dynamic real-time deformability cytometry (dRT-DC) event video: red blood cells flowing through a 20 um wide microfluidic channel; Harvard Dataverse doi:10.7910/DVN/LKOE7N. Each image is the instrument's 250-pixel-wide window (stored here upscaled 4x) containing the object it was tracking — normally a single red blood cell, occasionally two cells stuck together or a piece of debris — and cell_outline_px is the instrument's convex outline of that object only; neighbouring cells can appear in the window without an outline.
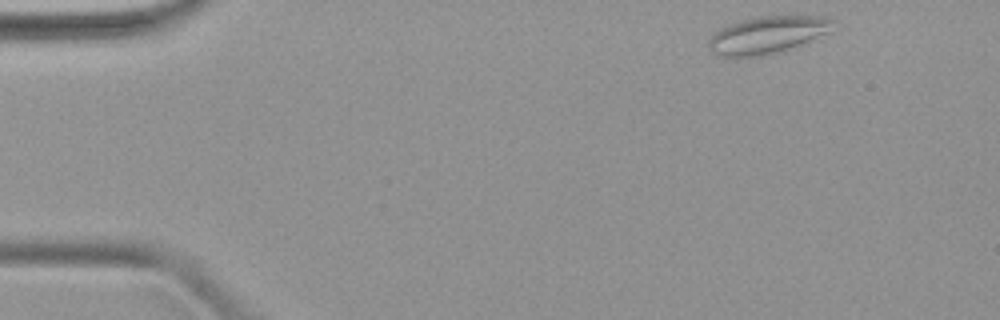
{"species": "common noctule bat (a hibernating species)", "species_latin": "Nyctalus noctula", "temperature_condition": "warm", "stored_images_in_passage": 44, "camera_frame_rate_fps": 3000, "um_per_image_px": 0.085, "animal": {"sex": "female", "body_mass_g": 19.9}, "frame": {"image": 1, "passage_image": 1, "time_ms": 0.0, "image_size_px": [1000, 320], "cell_outline_px": [[832, 20], [828, 32], [792, 48], [780, 52], [764, 56], [716, 56], [708, 48], [708, 40], [716, 32], [732, 24], [744, 20], [760, 16], [824, 16]], "centroid_in_image_um": [65.19, 2.99], "position_along_channel_um": 19.8, "area_um2": 26.41}}
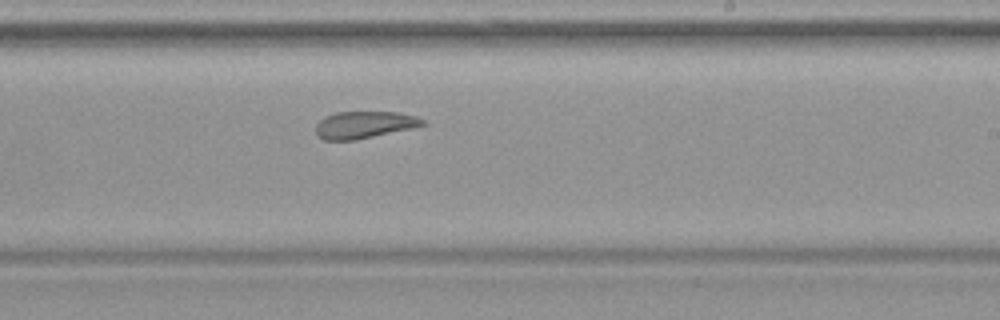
{"frame": {"image": 2, "passage_image": 25, "time_ms": 8.0, "image_size_px": [1000, 320], "cell_outline_px": [[428, 124], [412, 128], [356, 140], [324, 140], [316, 136], [316, 124], [324, 116], [336, 112], [396, 112], [416, 116], [424, 120]], "centroid_in_image_um": [30.94, 10.61], "position_along_channel_um": 258.1, "area_um2": 16.94}}
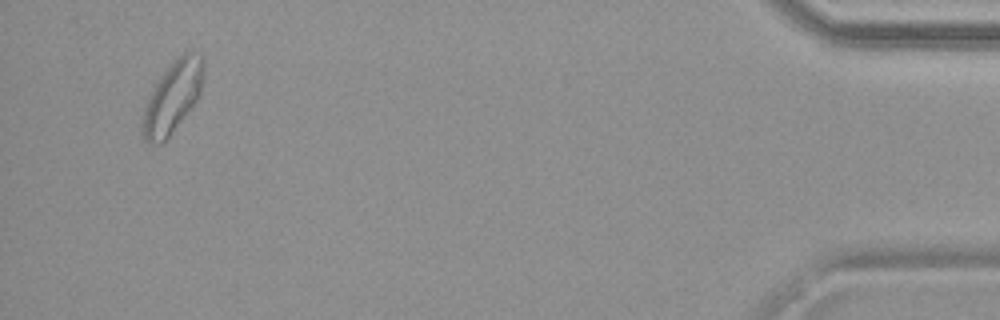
{"frame": {"image": 3, "passage_image": 42, "time_ms": 13.667, "image_size_px": [1000, 320], "cell_outline_px": [[204, 72], [200, 92], [196, 100], [168, 136], [160, 144], [148, 144], [144, 140], [140, 128], [140, 124], [144, 108], [160, 76], [172, 60], [184, 52], [200, 52], [204, 60]], "centroid_in_image_um": [14.65, 8.23], "position_along_channel_um": 420.5, "area_um2": 25.2}}